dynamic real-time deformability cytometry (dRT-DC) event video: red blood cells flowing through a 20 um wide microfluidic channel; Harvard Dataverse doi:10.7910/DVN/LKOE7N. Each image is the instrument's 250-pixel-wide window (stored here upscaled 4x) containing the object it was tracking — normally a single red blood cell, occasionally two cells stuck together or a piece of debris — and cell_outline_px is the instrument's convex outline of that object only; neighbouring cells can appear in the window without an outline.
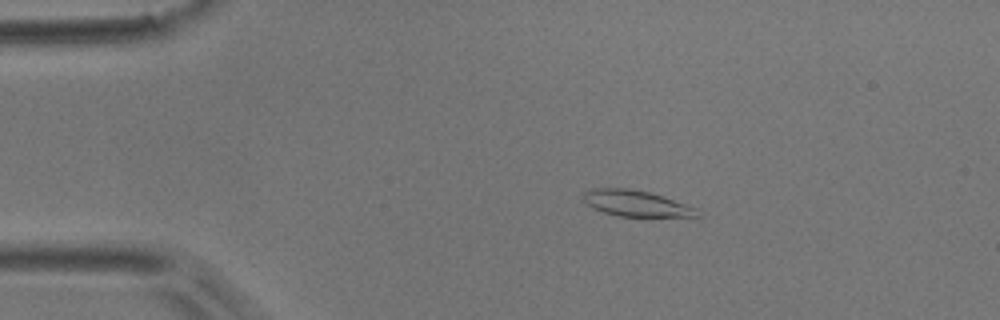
{"species": "common noctule bat (a hibernating species)", "species_latin": "Nyctalus noctula", "temperature_condition": "room temperature", "stored_images_in_passage": 5, "camera_frame_rate_fps": 3000, "um_per_image_px": 0.085, "animal": {"sex": "male", "body_mass_g": 17.9}, "frame": {"image": 1, "passage_image": 3, "time_ms": 2.333, "image_size_px": [1000, 320], "cell_outline_px": [[700, 216], [616, 216], [604, 212], [588, 204], [584, 200], [584, 192], [596, 188], [628, 188], [648, 192], [696, 208]], "centroid_in_image_um": [54.04, 17.29], "position_along_channel_um": 31.0, "area_um2": 16.65}}